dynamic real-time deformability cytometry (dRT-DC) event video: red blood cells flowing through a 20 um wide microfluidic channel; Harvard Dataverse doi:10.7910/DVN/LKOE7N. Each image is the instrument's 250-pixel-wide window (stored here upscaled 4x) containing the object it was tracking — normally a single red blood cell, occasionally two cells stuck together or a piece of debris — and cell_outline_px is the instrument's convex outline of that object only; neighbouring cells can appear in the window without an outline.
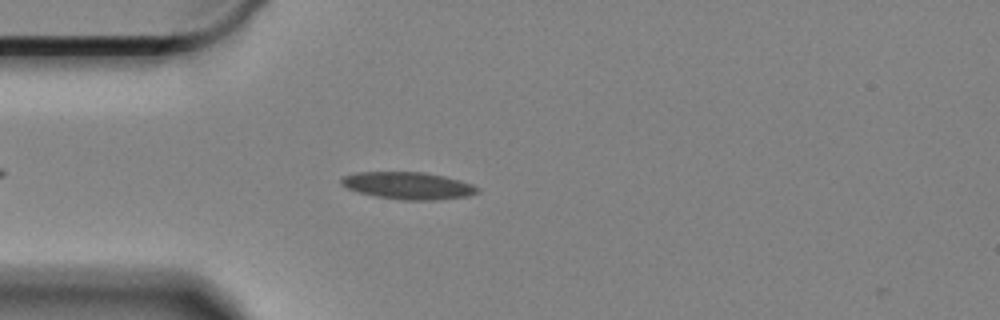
{"species": "Egyptian fruit bat (a non-hibernating species)", "species_latin": "Rousettus aegyptiacus", "temperature_condition": "cold", "stored_images_in_passage": 28, "camera_frame_rate_fps": 3000, "um_per_image_px": 0.085, "animal": {"sex": "female"}, "frame": {"image": 1, "passage_image": 1, "time_ms": 0.0, "image_size_px": [1000, 320], "cell_outline_px": [[476, 192], [468, 196], [436, 200], [400, 200], [376, 196], [360, 192], [348, 188], [340, 184], [340, 176], [356, 172], [424, 172], [444, 176], [460, 180], [472, 184], [476, 188]], "centroid_in_image_um": [34.63, 15.77], "position_along_channel_um": 50.4, "area_um2": 21.5}}
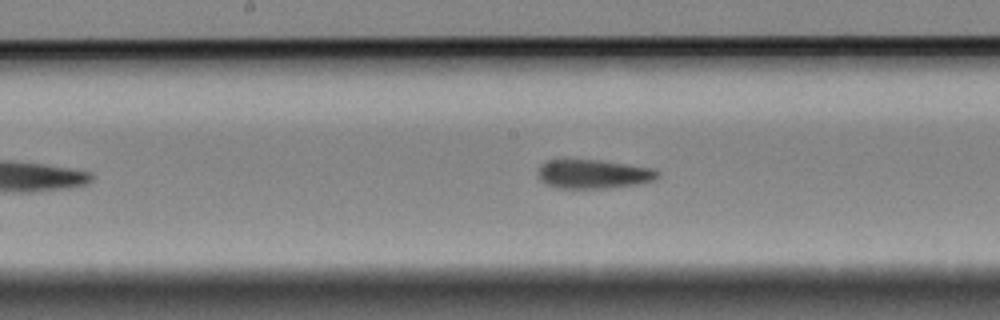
{"frame": {"image": 2, "passage_image": 15, "time_ms": 4.667, "image_size_px": [1000, 320], "cell_outline_px": [[660, 176], [652, 180], [640, 184], [608, 188], [556, 188], [540, 180], [536, 172], [540, 164], [548, 160], [600, 160], [652, 168], [660, 172]], "centroid_in_image_um": [50.42, 14.8], "position_along_channel_um": 197.8, "area_um2": 20.29}}
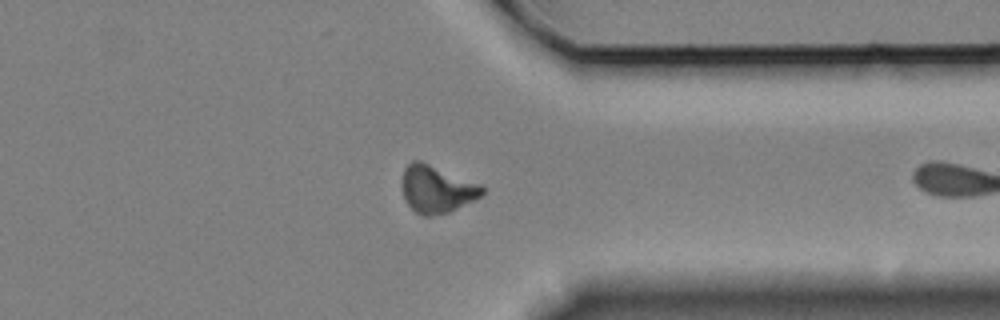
{"frame": {"image": 3, "passage_image": 27, "time_ms": 8.667, "image_size_px": [1000, 320], "cell_outline_px": [[484, 192], [480, 196], [448, 212], [432, 216], [424, 216], [416, 212], [408, 204], [404, 196], [400, 184], [404, 168], [412, 160], [420, 160], [480, 184], [484, 188]], "centroid_in_image_um": [37.07, 16.06], "position_along_channel_um": 374.3, "area_um2": 21.91}}